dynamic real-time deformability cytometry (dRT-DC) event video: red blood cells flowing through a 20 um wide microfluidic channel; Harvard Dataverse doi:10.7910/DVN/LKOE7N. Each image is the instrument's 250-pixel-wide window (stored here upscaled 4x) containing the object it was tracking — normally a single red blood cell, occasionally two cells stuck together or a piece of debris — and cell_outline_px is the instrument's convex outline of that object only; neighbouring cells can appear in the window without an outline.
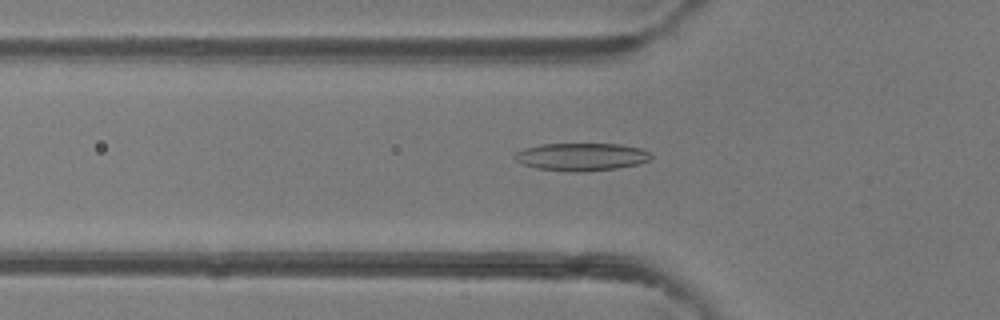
{"species": "common noctule bat (a hibernating species)", "species_latin": "Nyctalus noctula", "temperature_condition": "room temperature", "stored_images_in_passage": 47, "camera_frame_rate_fps": 3000, "um_per_image_px": 0.085, "animal": {"sex": "female"}, "frame": {"image": 1, "passage_image": 16, "time_ms": 5.0, "image_size_px": [1000, 320], "cell_outline_px": [[652, 156], [648, 160], [640, 164], [616, 168], [584, 172], [576, 172], [536, 168], [524, 164], [516, 160], [512, 156], [516, 152], [524, 148], [540, 144], [620, 144], [640, 148], [652, 152]], "centroid_in_image_um": [49.44, 13.32], "position_along_channel_um": 76.4, "area_um2": 22.08}}
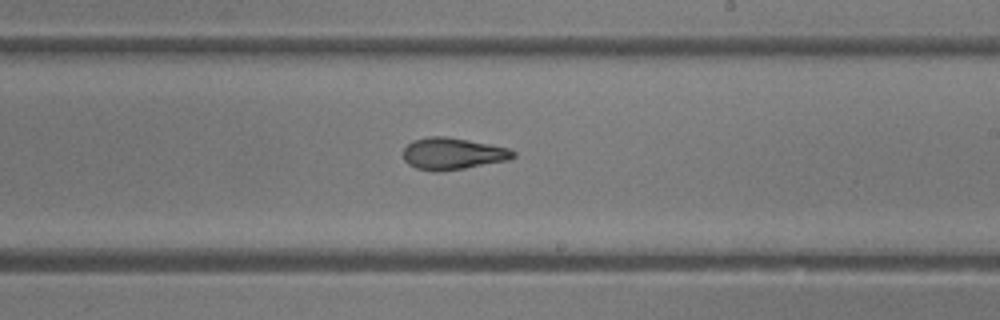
{"frame": {"image": 2, "passage_image": 28, "time_ms": 9.0, "image_size_px": [1000, 320], "cell_outline_px": [[516, 156], [508, 160], [464, 168], [436, 172], [432, 172], [416, 168], [408, 164], [404, 160], [404, 148], [412, 140], [428, 136], [448, 136], [508, 148], [516, 152]], "centroid_in_image_um": [38.45, 13.06], "position_along_channel_um": 250.5, "area_um2": 20.4}}
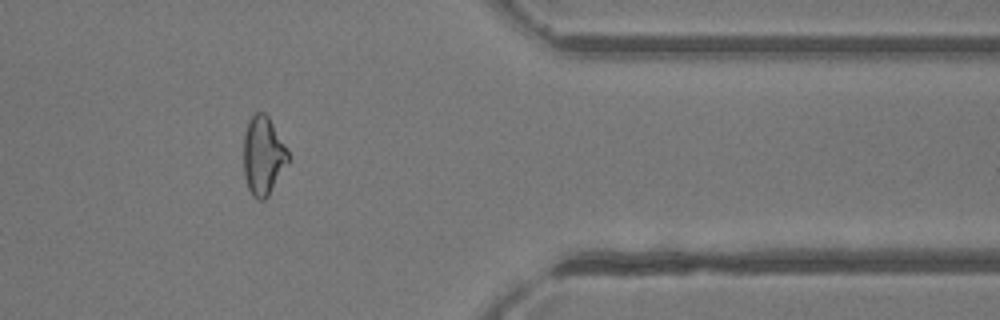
{"frame": {"image": 3, "passage_image": 39, "time_ms": 12.667, "image_size_px": [1000, 320], "cell_outline_px": [[288, 164], [268, 196], [264, 200], [256, 200], [252, 196], [248, 188], [244, 176], [244, 136], [248, 120], [256, 112], [264, 112], [268, 116], [288, 152]], "centroid_in_image_um": [22.35, 13.27], "position_along_channel_um": 389.0, "area_um2": 20.29}, "authors_computed_cell_mechanics": {"area_um2": 21.0392, "velocity_mm_per_s": 4.3285, "shape_relaxation_time_tau1_ms": 7.2675, "shape_relaxation_time_tau2_ms": 2.1505, "deformation_change_tau1": 0.2471, "deformation_change_tau2": 0.0957}}